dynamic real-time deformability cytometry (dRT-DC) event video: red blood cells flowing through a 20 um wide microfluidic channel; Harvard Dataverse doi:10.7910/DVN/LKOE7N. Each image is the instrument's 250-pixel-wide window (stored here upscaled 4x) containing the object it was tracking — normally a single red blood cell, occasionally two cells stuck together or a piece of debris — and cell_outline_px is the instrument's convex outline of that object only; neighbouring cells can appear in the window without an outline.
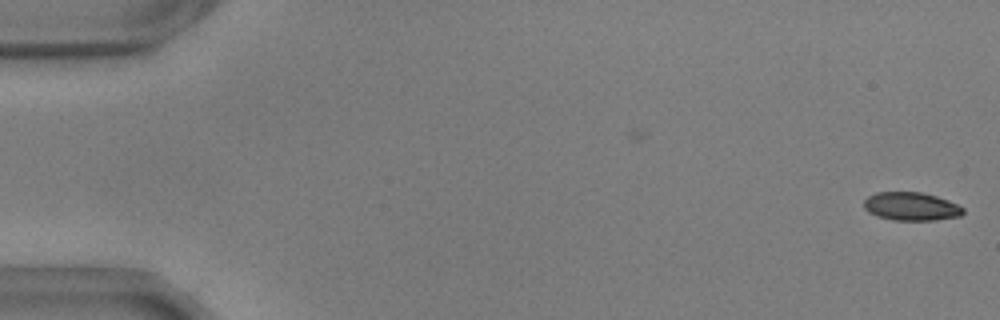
{"species": "common noctule bat (a hibernating species)", "species_latin": "Nyctalus noctula", "temperature_condition": "warm", "stored_images_in_passage": 5, "camera_frame_rate_fps": 3000, "um_per_image_px": 0.085, "animal": {"sex": "male", "body_mass_g": 17.9, "forearm_length_mm": 54.2}, "frame": {"image": 1, "passage_image": 5, "time_ms": 1.333, "image_size_px": [1000, 320], "cell_outline_px": [[964, 212], [960, 216], [936, 220], [892, 220], [876, 216], [868, 212], [864, 208], [864, 200], [868, 196], [876, 192], [920, 192], [936, 196], [948, 200], [964, 208]], "centroid_in_image_um": [77.43, 17.55], "position_along_channel_um": 7.6, "area_um2": 16.42}}